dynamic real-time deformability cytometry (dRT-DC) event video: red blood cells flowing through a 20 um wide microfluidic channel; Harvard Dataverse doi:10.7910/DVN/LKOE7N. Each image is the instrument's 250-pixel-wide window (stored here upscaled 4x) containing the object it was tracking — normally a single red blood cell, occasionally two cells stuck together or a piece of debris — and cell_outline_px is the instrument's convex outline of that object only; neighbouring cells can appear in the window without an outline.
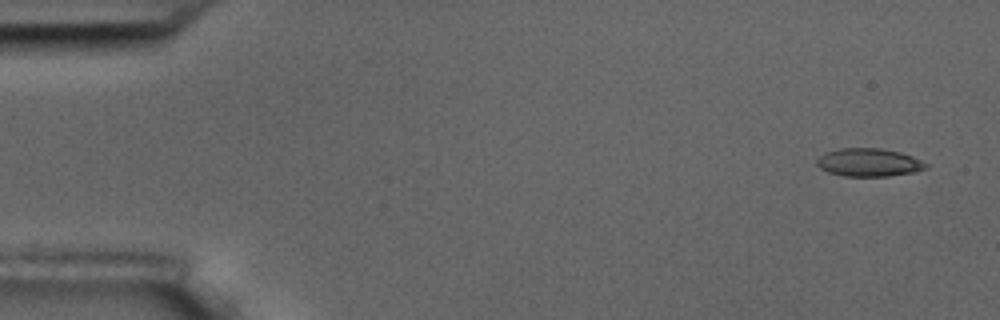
{"species": "common noctule bat (a hibernating species)", "species_latin": "Nyctalus noctula", "temperature_condition": "room temperature", "stored_images_in_passage": 5, "camera_frame_rate_fps": 3000, "um_per_image_px": 0.085, "animal": {"sex": "male", "body_mass_g": 17.5, "forearm_length_mm": 52.3}, "frame": {"image": 1, "passage_image": 1, "time_ms": 0.0, "image_size_px": [1000, 320], "cell_outline_px": [[928, 168], [916, 172], [888, 176], [844, 176], [828, 172], [820, 168], [816, 164], [816, 160], [824, 152], [840, 148], [880, 148], [900, 152], [912, 156], [928, 164]], "centroid_in_image_um": [73.85, 13.81], "position_along_channel_um": 11.1, "area_um2": 17.98}}
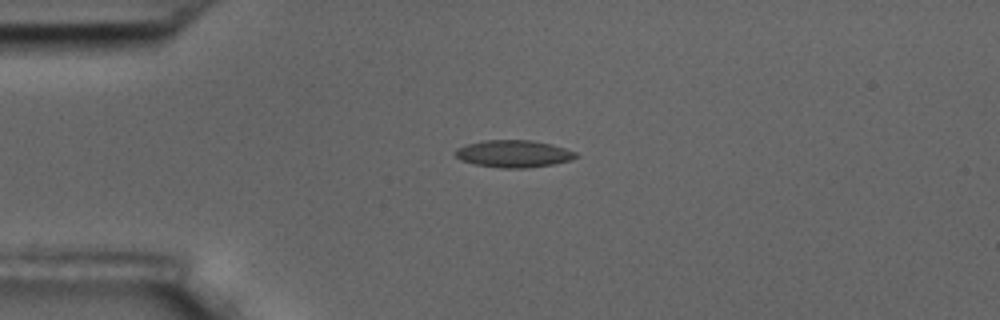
{"frame": {"image": 2, "passage_image": 4, "time_ms": 3.667, "image_size_px": [1000, 320], "cell_outline_px": [[580, 156], [572, 160], [552, 164], [524, 168], [500, 168], [476, 164], [460, 160], [452, 152], [456, 148], [468, 144], [484, 140], [532, 140], [552, 144], [576, 152]], "centroid_in_image_um": [43.66, 13.06], "position_along_channel_um": 41.3, "area_um2": 19.19}}